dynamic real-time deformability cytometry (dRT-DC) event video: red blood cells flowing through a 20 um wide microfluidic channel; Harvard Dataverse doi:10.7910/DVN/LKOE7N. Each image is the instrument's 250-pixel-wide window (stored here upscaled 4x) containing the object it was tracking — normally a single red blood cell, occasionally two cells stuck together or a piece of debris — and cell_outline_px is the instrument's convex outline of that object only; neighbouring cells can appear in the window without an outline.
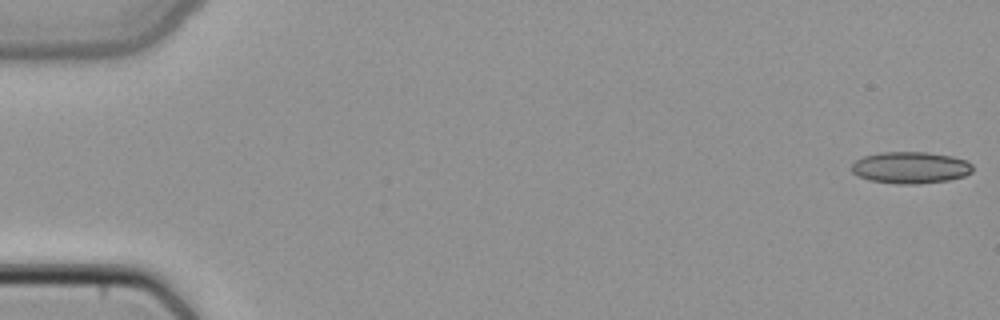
{"species": "common noctule bat (a hibernating species)", "species_latin": "Nyctalus noctula", "temperature_condition": "cold", "stored_images_in_passage": 49, "camera_frame_rate_fps": 3000, "um_per_image_px": 0.085, "animal": {"sex": "female", "body_mass_g": 22.7, "forearm_length_mm": 54.2}, "frame": {"image": 1, "passage_image": 1, "time_ms": 0.0, "image_size_px": [1000, 320], "cell_outline_px": [[972, 172], [964, 176], [948, 180], [920, 184], [896, 184], [868, 180], [856, 176], [852, 172], [852, 164], [856, 160], [864, 156], [880, 152], [928, 152], [952, 156], [968, 160], [972, 164]], "centroid_in_image_um": [77.39, 14.25], "position_along_channel_um": 7.6, "area_um2": 22.66}}
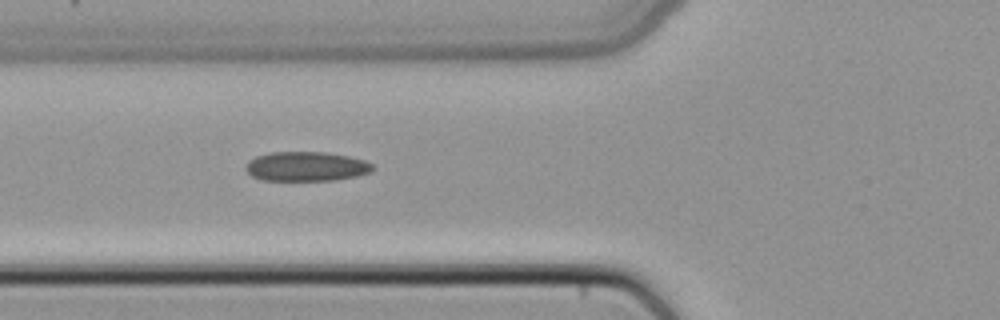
{"frame": {"image": 2, "passage_image": 19, "time_ms": 6.0, "image_size_px": [1000, 320], "cell_outline_px": [[372, 172], [356, 176], [336, 180], [260, 180], [252, 176], [244, 168], [248, 160], [256, 156], [272, 152], [324, 152], [348, 156], [364, 160], [372, 164]], "centroid_in_image_um": [26.0, 14.15], "position_along_channel_um": 99.8, "area_um2": 21.79}}
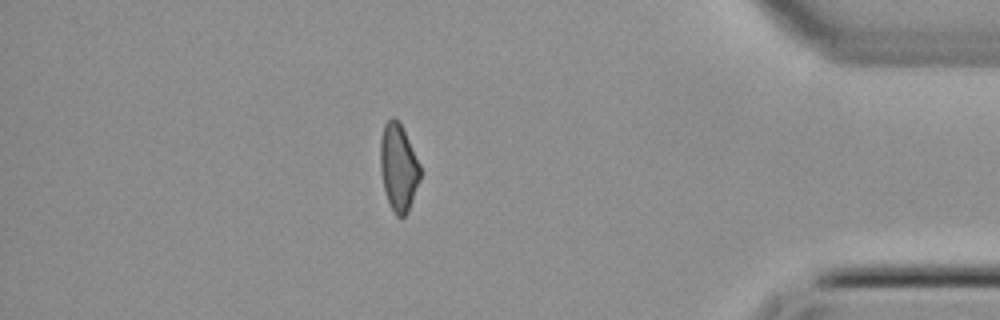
{"frame": {"image": 3, "passage_image": 43, "time_ms": 14.0, "image_size_px": [1000, 320], "cell_outline_px": [[420, 180], [408, 212], [400, 220], [396, 216], [384, 192], [380, 172], [380, 140], [384, 124], [392, 116], [396, 116], [420, 164]], "centroid_in_image_um": [33.85, 14.25], "position_along_channel_um": 401.3, "area_um2": 20.35}}